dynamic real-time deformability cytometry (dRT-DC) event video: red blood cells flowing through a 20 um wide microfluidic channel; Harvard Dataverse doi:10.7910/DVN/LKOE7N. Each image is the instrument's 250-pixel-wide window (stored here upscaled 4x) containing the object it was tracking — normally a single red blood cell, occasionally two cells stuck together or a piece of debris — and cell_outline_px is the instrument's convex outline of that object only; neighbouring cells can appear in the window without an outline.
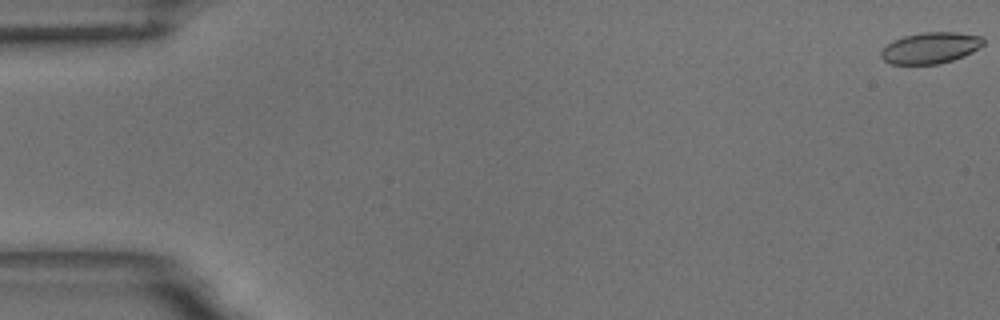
{"species": "common noctule bat (a hibernating species)", "species_latin": "Nyctalus noctula", "temperature_condition": "room temperature", "stored_images_in_passage": 18, "camera_frame_rate_fps": 3000, "um_per_image_px": 0.085, "animal": {"sex": "male", "body_mass_g": 18.8}, "frame": {"image": 1, "passage_image": 1, "time_ms": 0.0, "image_size_px": [1000, 320], "cell_outline_px": [[984, 44], [980, 48], [964, 56], [940, 64], [892, 64], [884, 60], [880, 56], [880, 52], [892, 40], [904, 36], [924, 32], [956, 32], [984, 36]], "centroid_in_image_um": [79.12, 4.07], "position_along_channel_um": 5.9, "area_um2": 18.73}}
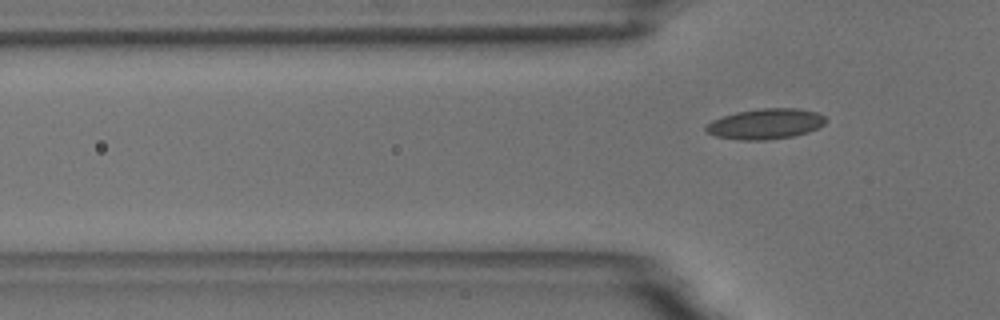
{"frame": {"image": 2, "passage_image": 18, "time_ms": 5.667, "image_size_px": [1000, 320], "cell_outline_px": [[828, 120], [824, 124], [808, 132], [796, 136], [764, 140], [740, 140], [716, 136], [708, 132], [704, 128], [712, 120], [736, 112], [760, 108], [796, 108], [816, 112], [824, 116]], "centroid_in_image_um": [65.09, 10.53], "position_along_channel_um": 60.7, "area_um2": 21.21}}